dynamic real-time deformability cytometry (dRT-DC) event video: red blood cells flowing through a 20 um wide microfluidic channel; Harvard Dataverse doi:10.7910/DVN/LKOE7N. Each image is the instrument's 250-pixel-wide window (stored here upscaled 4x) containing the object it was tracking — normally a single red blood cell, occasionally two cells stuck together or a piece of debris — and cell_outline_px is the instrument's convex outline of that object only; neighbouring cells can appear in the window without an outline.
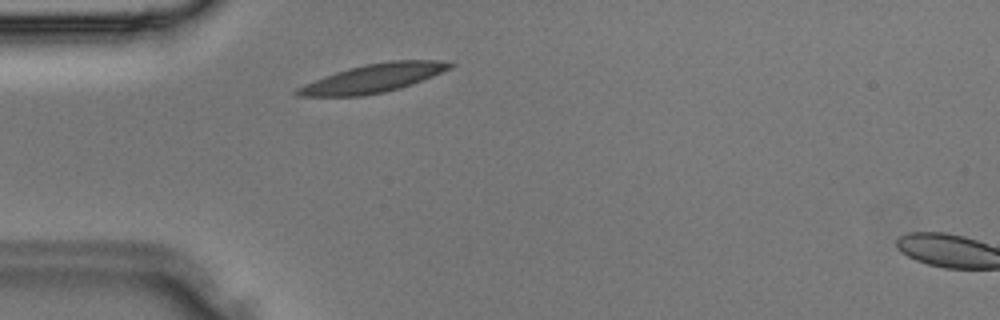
{"species": "Egyptian fruit bat (a non-hibernating species)", "species_latin": "Rousettus aegyptiacus", "temperature_condition": "room temperature", "stored_images_in_passage": 30, "camera_frame_rate_fps": 3000, "um_per_image_px": 0.085, "animal": {"sex": "male"}, "frame": {"image": 1, "passage_image": 4, "time_ms": 1.0, "image_size_px": [1000, 320], "cell_outline_px": [[456, 64], [452, 68], [412, 84], [400, 88], [384, 92], [364, 96], [296, 96], [292, 92], [296, 88], [304, 84], [324, 76], [348, 68], [368, 64], [392, 60], [452, 60]], "centroid_in_image_um": [31.76, 6.64], "position_along_channel_um": 53.2, "area_um2": 25.49}}
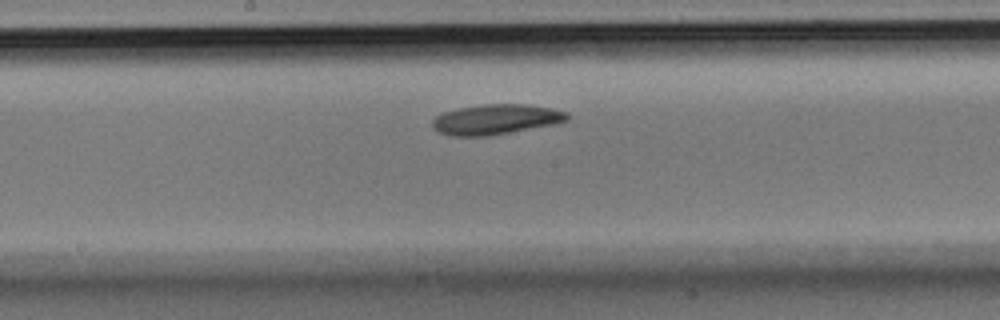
{"frame": {"image": 2, "passage_image": 13, "time_ms": 4.0, "image_size_px": [1000, 320], "cell_outline_px": [[568, 120], [552, 124], [488, 136], [452, 136], [440, 132], [432, 128], [432, 120], [440, 112], [456, 108], [484, 104], [528, 104], [552, 108], [568, 112]], "centroid_in_image_um": [42.1, 10.13], "position_along_channel_um": 206.1, "area_um2": 23.7}}
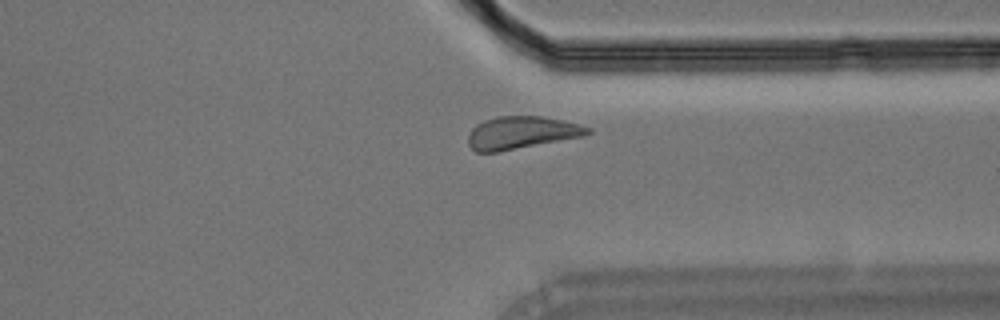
{"frame": {"image": 3, "passage_image": 22, "time_ms": 7.0, "image_size_px": [1000, 320], "cell_outline_px": [[592, 132], [584, 136], [496, 152], [476, 152], [468, 144], [468, 136], [472, 128], [476, 124], [484, 120], [500, 116], [540, 116], [564, 120], [580, 124], [592, 128]], "centroid_in_image_um": [44.34, 11.27], "position_along_channel_um": 367.1, "area_um2": 22.66}}